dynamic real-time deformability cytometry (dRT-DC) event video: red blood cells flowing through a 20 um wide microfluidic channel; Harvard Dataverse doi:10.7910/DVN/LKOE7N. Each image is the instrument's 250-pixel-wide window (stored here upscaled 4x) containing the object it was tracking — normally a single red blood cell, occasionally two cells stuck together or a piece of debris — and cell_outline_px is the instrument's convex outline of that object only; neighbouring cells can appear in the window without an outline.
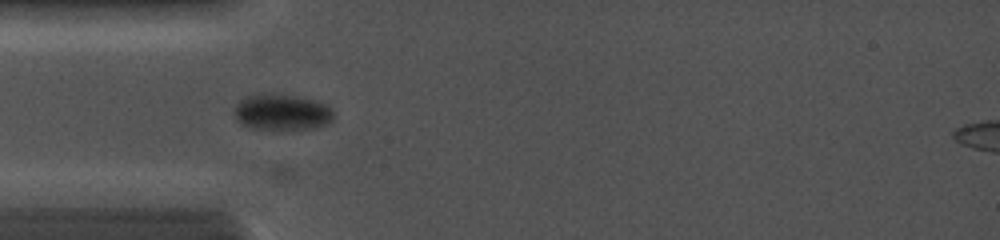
{"species": "common noctule bat (a hibernating species)", "species_latin": "Nyctalus noctula", "temperature_condition": "cold", "stored_images_in_passage": 14, "camera_frame_rate_fps": 5000, "um_per_image_px": 0.085, "animal": {"sex": "female", "body_mass_g": 19.0, "forearm_length_mm": 56.7}, "frame": {"image": 1, "passage_image": 5, "time_ms": 1.6, "image_size_px": [1000, 240], "cell_outline_px": [[332, 120], [328, 124], [312, 128], [252, 128], [236, 120], [236, 104], [240, 100], [248, 96], [292, 96], [312, 100], [324, 104], [332, 108]], "centroid_in_image_um": [23.99, 9.56], "position_along_channel_um": 61.0, "area_um2": 19.65}}